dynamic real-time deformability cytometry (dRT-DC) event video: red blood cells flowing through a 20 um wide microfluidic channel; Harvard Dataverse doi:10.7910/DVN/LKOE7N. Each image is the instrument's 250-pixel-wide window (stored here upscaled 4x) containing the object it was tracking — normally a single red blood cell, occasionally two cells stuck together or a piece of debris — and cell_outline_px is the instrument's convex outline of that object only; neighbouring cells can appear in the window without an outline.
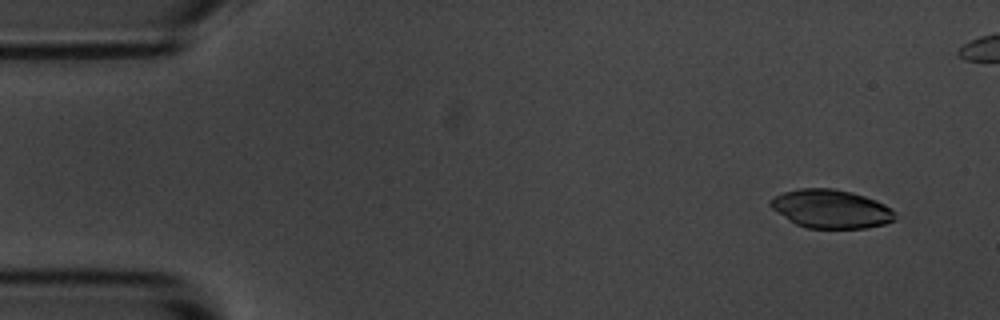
{"species": "common noctule bat (a hibernating species)", "species_latin": "Nyctalus noctula", "temperature_condition": "room temperature", "stored_images_in_passage": 7, "camera_frame_rate_fps": 3000, "um_per_image_px": 0.085, "animal": {"sex": "male", "body_mass_g": 20.1, "forearm_length_mm": 53.5}, "frame": {"image": 1, "passage_image": 1, "time_ms": 0.0, "image_size_px": [1000, 320], "cell_outline_px": [[896, 220], [884, 224], [864, 228], [808, 228], [796, 224], [772, 208], [768, 204], [768, 200], [784, 192], [800, 188], [832, 188], [852, 192], [876, 200], [892, 208], [896, 212]], "centroid_in_image_um": [70.66, 17.75], "position_along_channel_um": 14.3, "area_um2": 27.98}}